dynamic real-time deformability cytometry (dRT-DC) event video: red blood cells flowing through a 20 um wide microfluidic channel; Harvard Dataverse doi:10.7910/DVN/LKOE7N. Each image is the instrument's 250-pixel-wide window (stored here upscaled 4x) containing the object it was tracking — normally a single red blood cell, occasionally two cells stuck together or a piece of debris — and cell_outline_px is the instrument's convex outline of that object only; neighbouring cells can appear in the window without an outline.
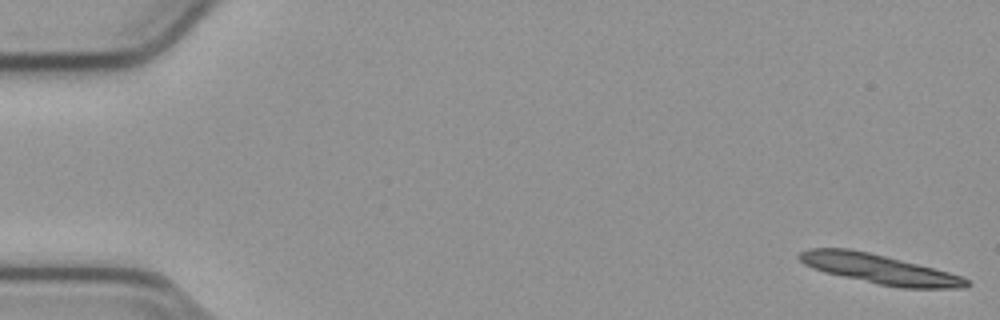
{"species": "common noctule bat (a hibernating species)", "species_latin": "Nyctalus noctula", "temperature_condition": "cold", "stored_images_in_passage": 15, "camera_frame_rate_fps": 3000, "um_per_image_px": 0.085, "animal": {"sex": "male", "body_mass_g": 23.1, "forearm_length_mm": 52.7}, "frame": {"image": 1, "passage_image": 1, "time_ms": 0.0, "image_size_px": [1000, 320], "cell_outline_px": [[972, 284], [964, 288], [900, 288], [880, 284], [824, 272], [812, 268], [804, 264], [796, 256], [800, 252], [808, 248], [848, 248], [868, 252], [948, 272], [960, 276], [968, 280]], "centroid_in_image_um": [74.71, 22.87], "position_along_channel_um": 10.3, "area_um2": 28.32}}